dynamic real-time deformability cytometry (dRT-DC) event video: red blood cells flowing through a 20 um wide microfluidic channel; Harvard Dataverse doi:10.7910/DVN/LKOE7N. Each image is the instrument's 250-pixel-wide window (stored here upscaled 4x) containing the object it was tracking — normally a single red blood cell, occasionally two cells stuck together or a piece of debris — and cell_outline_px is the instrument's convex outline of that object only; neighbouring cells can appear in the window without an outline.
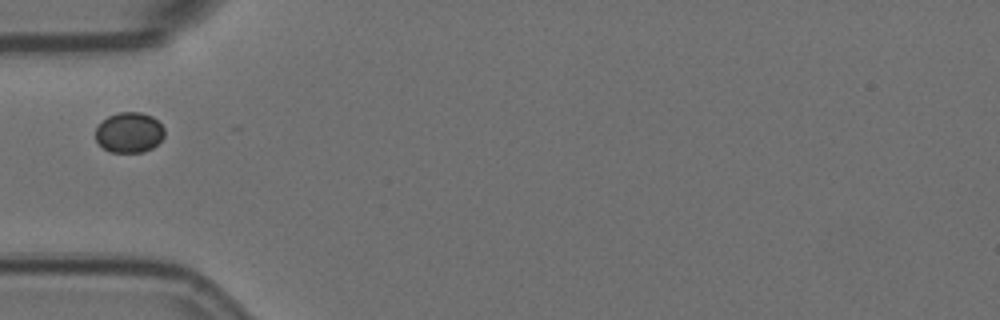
{"species": "Egyptian fruit bat (a non-hibernating species)", "species_latin": "Rousettus aegyptiacus", "temperature_condition": "room temperature", "stored_images_in_passage": 24, "camera_frame_rate_fps": 3000, "um_per_image_px": 0.085, "animal": {"sex": "female"}, "frame": {"image": 1, "passage_image": 1, "time_ms": 0.0, "image_size_px": [1000, 320], "cell_outline_px": [[164, 136], [152, 148], [144, 152], [112, 152], [104, 148], [96, 140], [96, 128], [108, 116], [120, 112], [140, 112], [152, 116], [164, 128]], "centroid_in_image_um": [10.99, 11.26], "position_along_channel_um": 74.0, "area_um2": 16.01}}